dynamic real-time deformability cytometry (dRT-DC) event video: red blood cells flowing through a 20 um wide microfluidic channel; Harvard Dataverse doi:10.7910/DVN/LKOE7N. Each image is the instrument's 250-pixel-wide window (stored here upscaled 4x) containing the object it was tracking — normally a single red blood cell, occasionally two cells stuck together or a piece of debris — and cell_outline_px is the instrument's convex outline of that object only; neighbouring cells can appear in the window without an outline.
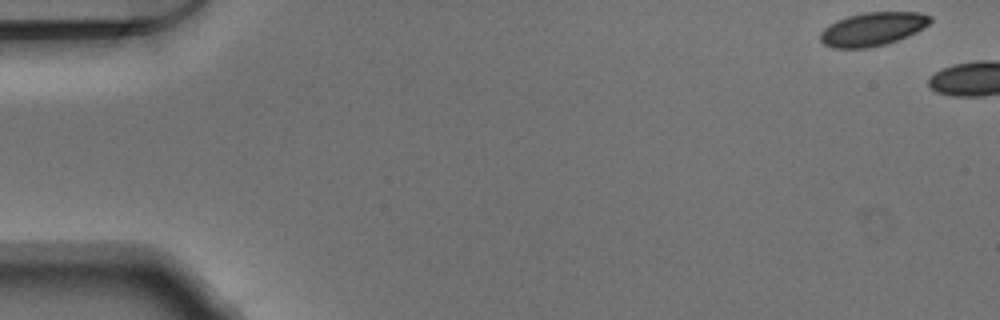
{"species": "Egyptian fruit bat (a non-hibernating species)", "species_latin": "Rousettus aegyptiacus", "temperature_condition": "warm", "stored_images_in_passage": 7, "camera_frame_rate_fps": 3000, "um_per_image_px": 0.085, "animal": {"sex": "male"}, "frame": {"image": 1, "passage_image": 1, "time_ms": 0.0, "image_size_px": [1000, 320], "cell_outline_px": [[932, 20], [924, 28], [908, 36], [884, 44], [868, 48], [832, 48], [824, 44], [820, 40], [820, 32], [828, 24], [836, 20], [848, 16], [864, 12], [920, 12], [932, 16]], "centroid_in_image_um": [74.16, 2.46], "position_along_channel_um": 10.8, "area_um2": 21.56}}